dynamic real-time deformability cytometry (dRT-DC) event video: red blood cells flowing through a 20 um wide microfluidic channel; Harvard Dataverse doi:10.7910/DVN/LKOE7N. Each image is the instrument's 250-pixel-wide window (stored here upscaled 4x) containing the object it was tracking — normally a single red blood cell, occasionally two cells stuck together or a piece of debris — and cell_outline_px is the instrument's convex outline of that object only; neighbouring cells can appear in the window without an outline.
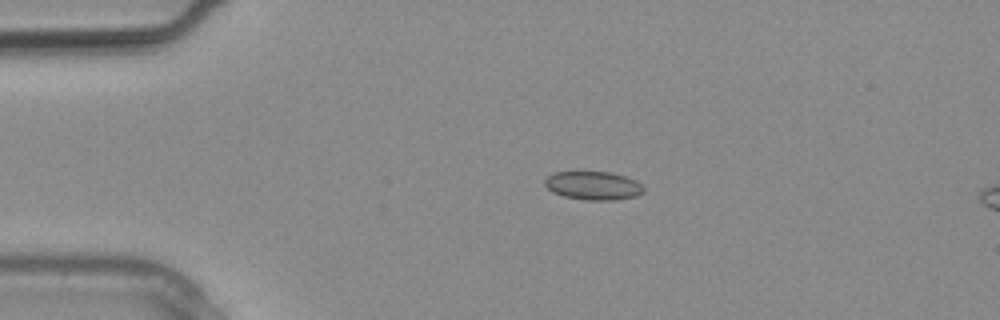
{"species": "common noctule bat (a hibernating species)", "species_latin": "Nyctalus noctula", "temperature_condition": "warm", "stored_images_in_passage": 2, "camera_frame_rate_fps": 3000, "um_per_image_px": 0.085, "animal": {"sex": "male", "body_mass_g": 20.4}, "frame": {"image": 1, "passage_image": 1, "time_ms": 0.0, "image_size_px": [1000, 320], "cell_outline_px": [[644, 192], [636, 196], [616, 200], [584, 200], [564, 196], [552, 192], [544, 184], [544, 180], [552, 172], [612, 172], [636, 180], [644, 188]], "centroid_in_image_um": [50.42, 15.78], "position_along_channel_um": 34.6, "area_um2": 16.47}}